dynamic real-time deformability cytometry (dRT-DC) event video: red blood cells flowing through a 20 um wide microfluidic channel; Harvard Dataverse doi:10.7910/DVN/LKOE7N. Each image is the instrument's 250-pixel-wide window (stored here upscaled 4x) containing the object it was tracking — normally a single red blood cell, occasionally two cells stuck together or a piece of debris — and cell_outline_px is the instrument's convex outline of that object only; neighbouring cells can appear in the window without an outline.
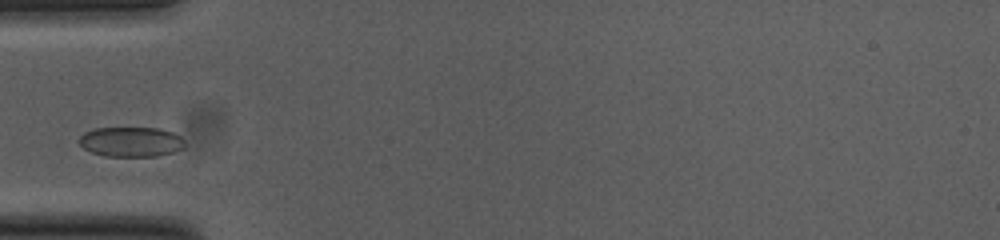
{"species": "common noctule bat (a hibernating species)", "species_latin": "Nyctalus noctula", "temperature_condition": "cold", "stored_images_in_passage": 30, "camera_frame_rate_fps": 3000, "um_per_image_px": 0.085, "animal": {"sex": "female", "body_mass_g": 23.0, "forearm_length_mm": 53.4}, "frame": {"image": 1, "passage_image": 1, "time_ms": 0.0, "image_size_px": [1000, 240], "cell_outline_px": [[184, 148], [172, 152], [156, 156], [104, 156], [92, 152], [84, 148], [80, 144], [80, 136], [84, 132], [96, 128], [160, 128], [172, 132], [180, 136], [184, 140]], "centroid_in_image_um": [11.15, 12.05], "position_along_channel_um": 73.9, "area_um2": 18.32}}
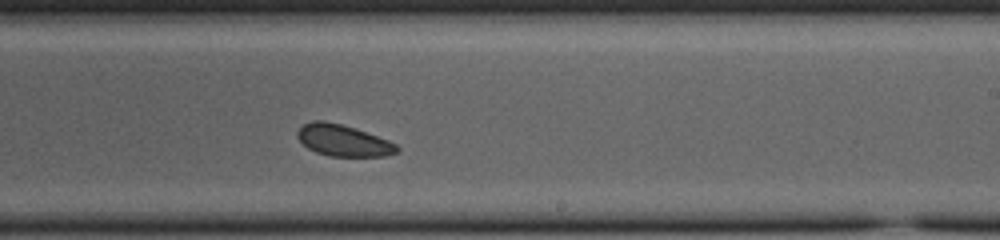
{"frame": {"image": 2, "passage_image": 16, "time_ms": 5.0, "image_size_px": [1000, 240], "cell_outline_px": [[400, 152], [384, 156], [328, 156], [316, 152], [308, 148], [296, 136], [296, 132], [304, 124], [312, 120], [324, 120], [340, 124], [388, 140], [396, 144], [400, 148]], "centroid_in_image_um": [29.16, 11.95], "position_along_channel_um": 259.8, "area_um2": 18.09}}
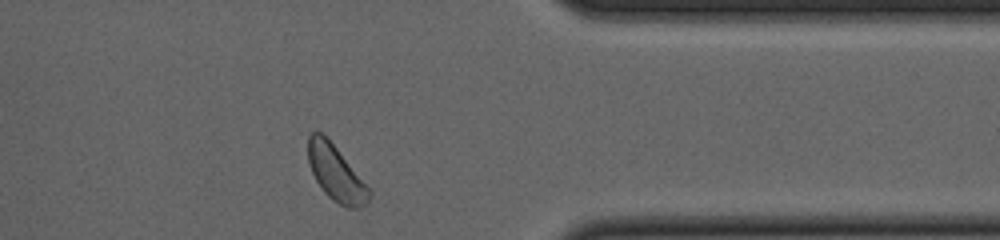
{"frame": {"image": 3, "passage_image": 27, "time_ms": 8.667, "image_size_px": [1000, 240], "cell_outline_px": [[372, 196], [360, 208], [348, 208], [332, 200], [324, 192], [316, 180], [308, 164], [308, 136], [312, 132], [320, 132], [336, 148], [372, 188]], "centroid_in_image_um": [28.59, 14.76], "position_along_channel_um": 382.8, "area_um2": 19.77}}